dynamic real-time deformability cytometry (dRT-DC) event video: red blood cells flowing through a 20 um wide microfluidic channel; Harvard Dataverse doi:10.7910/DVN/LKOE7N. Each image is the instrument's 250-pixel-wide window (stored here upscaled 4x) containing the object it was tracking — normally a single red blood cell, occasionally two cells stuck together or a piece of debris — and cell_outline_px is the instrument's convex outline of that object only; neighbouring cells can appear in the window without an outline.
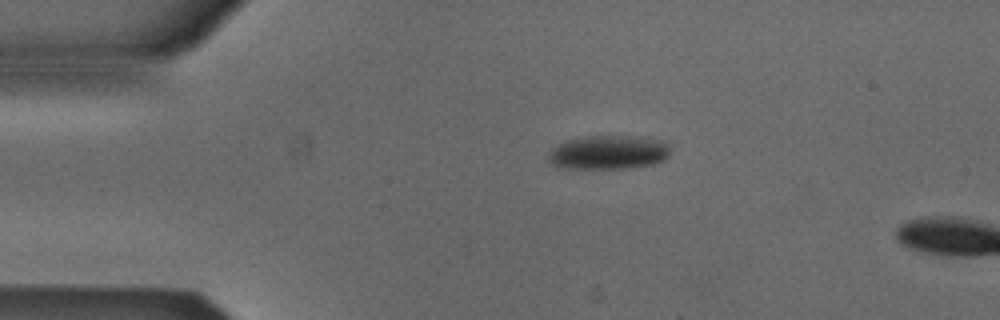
{"species": "Egyptian fruit bat (a non-hibernating species)", "species_latin": "Rousettus aegyptiacus", "temperature_condition": "cold", "stored_images_in_passage": 3, "camera_frame_rate_fps": 3000, "um_per_image_px": 0.085, "animal": {"sex": "male"}, "frame": {"image": 1, "passage_image": 1, "time_ms": 0.0, "image_size_px": [1000, 320], "cell_outline_px": [[668, 156], [664, 160], [656, 164], [628, 168], [568, 168], [552, 164], [548, 160], [548, 152], [556, 144], [568, 140], [588, 136], [628, 136], [660, 140], [668, 144]], "centroid_in_image_um": [51.7, 12.95], "position_along_channel_um": 33.3, "area_um2": 23.99}}